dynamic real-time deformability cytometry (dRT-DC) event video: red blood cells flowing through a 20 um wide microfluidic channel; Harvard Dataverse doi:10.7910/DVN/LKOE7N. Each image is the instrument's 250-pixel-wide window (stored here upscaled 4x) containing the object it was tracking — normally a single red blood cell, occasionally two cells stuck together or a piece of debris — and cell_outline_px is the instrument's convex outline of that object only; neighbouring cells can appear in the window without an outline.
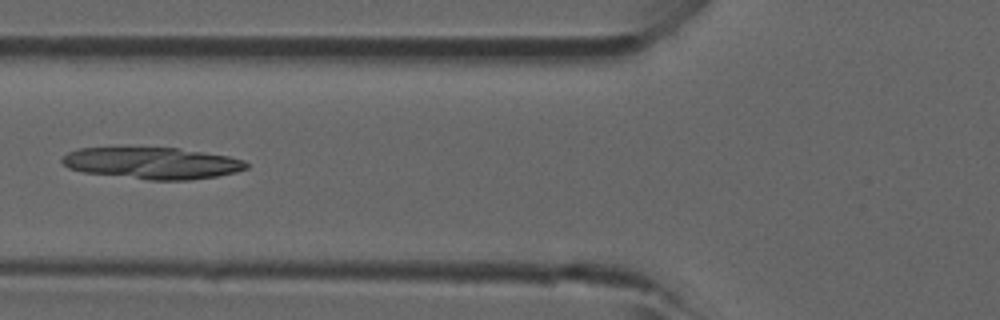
{"species": "common noctule bat (a hibernating species)", "species_latin": "Nyctalus noctula", "temperature_condition": "room temperature", "stored_images_in_passage": 29, "camera_frame_rate_fps": 3000, "um_per_image_px": 0.085, "animal": {"sex": "male", "forearm_length_mm": 52.5}, "frame": {"image": 1, "passage_image": 5, "time_ms": 1.333, "image_size_px": [1000, 320], "cell_outline_px": [[248, 168], [236, 172], [216, 176], [192, 180], [148, 180], [84, 172], [68, 168], [60, 160], [68, 152], [80, 148], [176, 148], [228, 156], [244, 160], [248, 164]], "centroid_in_image_um": [12.95, 13.87], "position_along_channel_um": 112.9, "area_um2": 33.76}}
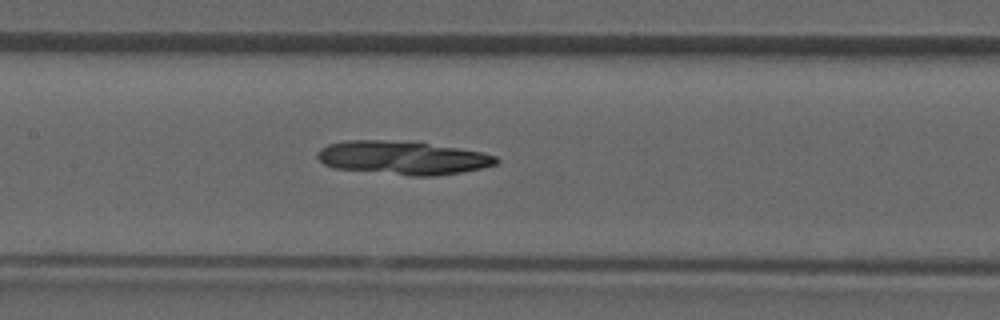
{"frame": {"image": 2, "passage_image": 9, "time_ms": 2.667, "image_size_px": [1000, 320], "cell_outline_px": [[500, 160], [496, 164], [484, 168], [436, 176], [412, 176], [332, 168], [324, 164], [316, 156], [320, 148], [328, 144], [348, 140], [384, 140], [428, 144], [456, 148], [480, 152], [496, 156]], "centroid_in_image_um": [34.2, 13.43], "position_along_channel_um": 173.2, "area_um2": 34.68}}